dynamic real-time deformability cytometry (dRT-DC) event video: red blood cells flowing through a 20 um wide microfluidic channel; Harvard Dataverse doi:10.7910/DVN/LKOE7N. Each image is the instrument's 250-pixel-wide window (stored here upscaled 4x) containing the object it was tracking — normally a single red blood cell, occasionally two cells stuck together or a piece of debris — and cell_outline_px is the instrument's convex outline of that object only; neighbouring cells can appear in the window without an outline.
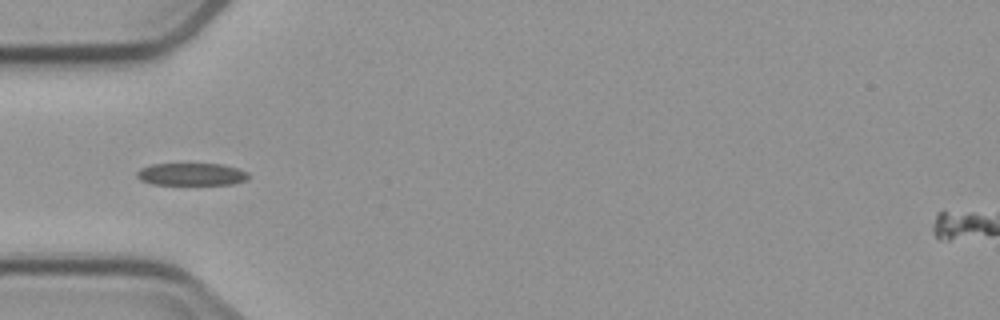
{"species": "common noctule bat (a hibernating species)", "species_latin": "Nyctalus noctula", "temperature_condition": "cold", "stored_images_in_passage": 4, "camera_frame_rate_fps": 3000, "um_per_image_px": 0.085, "animal": {"sex": "male", "body_mass_g": 23.1, "forearm_length_mm": 52.7}, "frame": {"image": 1, "passage_image": 4, "time_ms": 4.333, "image_size_px": [1000, 320], "cell_outline_px": [[248, 180], [232, 184], [152, 184], [140, 180], [136, 176], [136, 172], [140, 168], [152, 164], [220, 164], [236, 168], [248, 172]], "centroid_in_image_um": [16.25, 14.81], "position_along_channel_um": 68.7, "area_um2": 14.51}}